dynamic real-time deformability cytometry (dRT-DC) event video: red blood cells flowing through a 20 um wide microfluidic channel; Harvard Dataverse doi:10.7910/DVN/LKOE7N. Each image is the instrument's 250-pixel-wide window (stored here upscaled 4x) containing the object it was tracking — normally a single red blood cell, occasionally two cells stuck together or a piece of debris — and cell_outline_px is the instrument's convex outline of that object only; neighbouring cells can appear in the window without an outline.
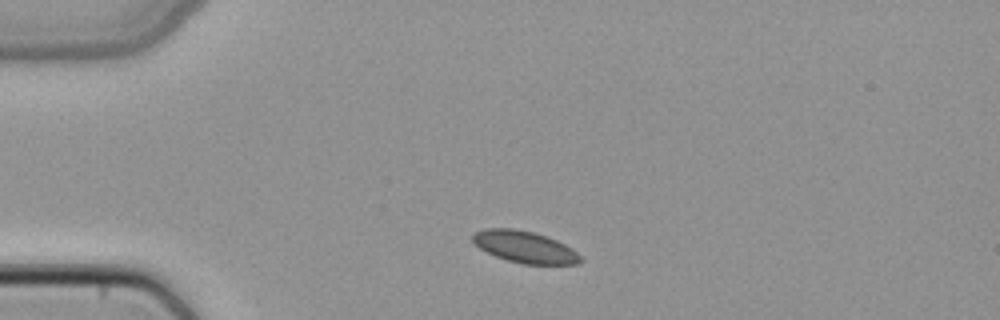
{"species": "common noctule bat (a hibernating species)", "species_latin": "Nyctalus noctula", "temperature_condition": "cold", "stored_images_in_passage": 39, "camera_frame_rate_fps": 3000, "um_per_image_px": 0.085, "animal": {"sex": "female", "body_mass_g": 22.7, "forearm_length_mm": 54.2}, "frame": {"image": 1, "passage_image": 1, "time_ms": 0.0, "image_size_px": [1000, 320], "cell_outline_px": [[584, 260], [580, 264], [524, 264], [508, 260], [496, 256], [480, 248], [472, 240], [472, 236], [476, 232], [484, 228], [512, 228], [532, 232], [556, 240], [572, 248]], "centroid_in_image_um": [44.62, 20.99], "position_along_channel_um": 40.4, "area_um2": 19.71}}
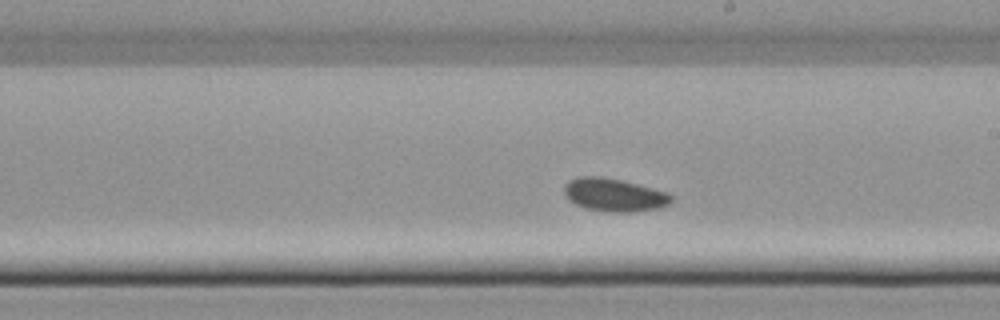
{"frame": {"image": 2, "passage_image": 18, "time_ms": 5.667, "image_size_px": [1000, 320], "cell_outline_px": [[672, 200], [668, 204], [656, 208], [628, 212], [604, 212], [588, 208], [576, 204], [568, 200], [564, 196], [564, 184], [568, 180], [580, 176], [604, 176], [668, 192], [672, 196]], "centroid_in_image_um": [52.14, 16.55], "position_along_channel_um": 236.9, "area_um2": 20.58}}
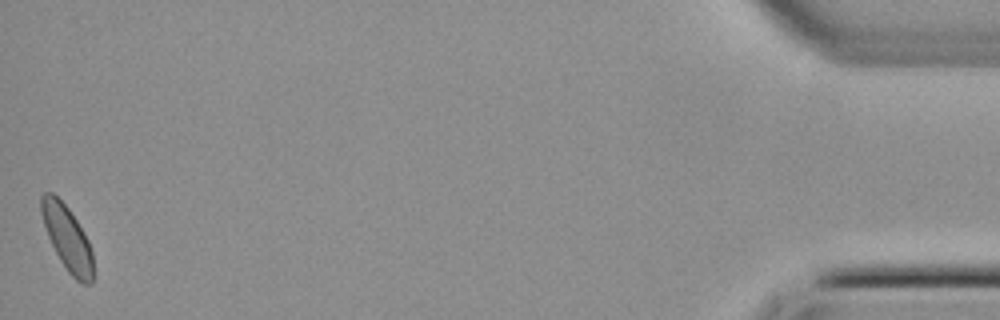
{"frame": {"image": 3, "passage_image": 39, "time_ms": 12.667, "image_size_px": [1000, 320], "cell_outline_px": [[92, 284], [80, 284], [68, 272], [60, 260], [48, 236], [40, 212], [40, 196], [44, 192], [52, 192], [68, 208], [76, 220], [88, 240], [92, 252]], "centroid_in_image_um": [5.7, 20.24], "position_along_channel_um": 429.5, "area_um2": 19.31}}